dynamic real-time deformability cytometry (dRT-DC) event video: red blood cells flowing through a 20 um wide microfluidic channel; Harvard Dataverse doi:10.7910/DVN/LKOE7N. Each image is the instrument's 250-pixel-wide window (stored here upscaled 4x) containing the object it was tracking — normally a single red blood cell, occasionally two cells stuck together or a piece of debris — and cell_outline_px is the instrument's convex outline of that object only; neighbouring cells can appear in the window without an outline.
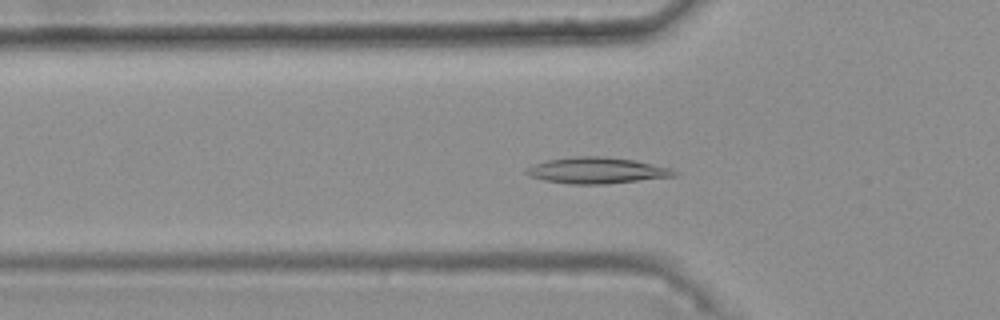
{"species": "common noctule bat (a hibernating species)", "species_latin": "Nyctalus noctula", "temperature_condition": "warm", "stored_images_in_passage": 40, "camera_frame_rate_fps": 3000, "um_per_image_px": 0.085, "animal": {"sex": "female", "body_mass_g": 25.1}, "frame": {"image": 1, "passage_image": 12, "time_ms": 3.667, "image_size_px": [1000, 320], "cell_outline_px": [[676, 176], [604, 184], [572, 184], [544, 180], [532, 176], [524, 172], [524, 168], [532, 164], [548, 160], [572, 156], [600, 156], [632, 160], [672, 168], [676, 172]], "centroid_in_image_um": [50.68, 14.48], "position_along_channel_um": 75.1, "area_um2": 22.37}}
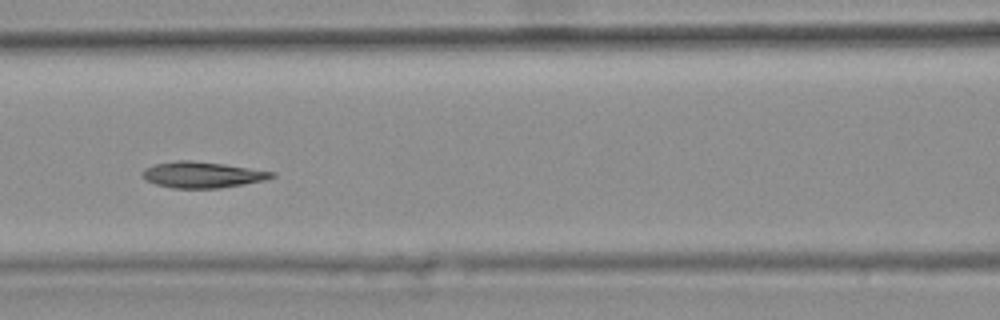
{"frame": {"image": 2, "passage_image": 18, "time_ms": 5.667, "image_size_px": [1000, 320], "cell_outline_px": [[276, 176], [264, 180], [244, 184], [220, 188], [172, 188], [156, 184], [144, 180], [140, 176], [140, 172], [144, 168], [156, 164], [176, 160], [192, 160], [224, 164], [276, 172]], "centroid_in_image_um": [17.15, 14.85], "position_along_channel_um": 149.4, "area_um2": 19.83}}
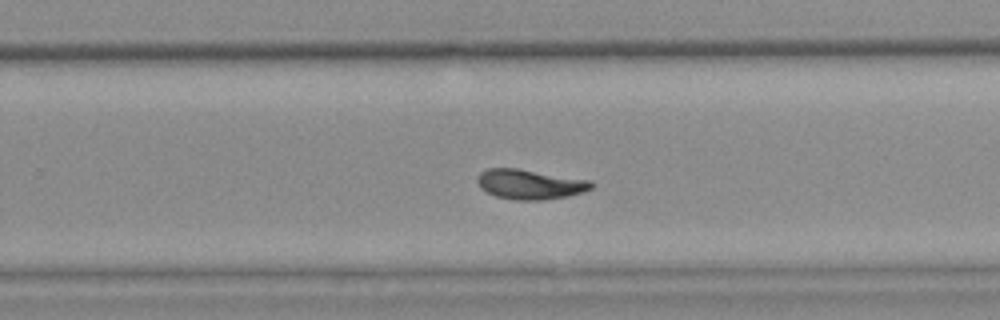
{"frame": {"image": 3, "passage_image": 29, "time_ms": 9.333, "image_size_px": [1000, 320], "cell_outline_px": [[592, 188], [568, 196], [544, 200], [516, 200], [496, 196], [480, 188], [476, 180], [476, 176], [480, 172], [488, 168], [516, 168], [592, 180]], "centroid_in_image_um": [45.01, 15.66], "position_along_channel_um": 284.8, "area_um2": 19.83}, "authors_computed_cell_mechanics": {"area_um2": 19.8254, "velocity_mm_per_s": 3.705, "shape_relaxation_time_tau1_ms": 6.4717, "shape_relaxation_time_tau2_ms": 3.2087, "deformation_change_tau1": 0.1633, "deformation_change_tau2": 0.0755}}